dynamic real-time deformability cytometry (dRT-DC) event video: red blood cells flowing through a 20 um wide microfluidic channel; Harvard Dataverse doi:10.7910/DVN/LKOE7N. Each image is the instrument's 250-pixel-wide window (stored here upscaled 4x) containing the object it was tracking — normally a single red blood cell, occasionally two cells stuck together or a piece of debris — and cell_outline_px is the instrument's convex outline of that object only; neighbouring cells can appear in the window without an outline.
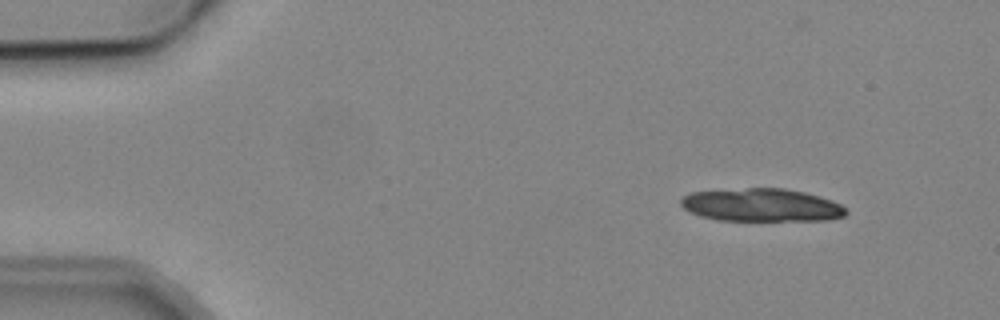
{"species": "common noctule bat (a hibernating species)", "species_latin": "Nyctalus noctula", "temperature_condition": "cold", "stored_images_in_passage": 4, "camera_frame_rate_fps": 3000, "um_per_image_px": 0.085, "animal": {"sex": "male", "body_mass_g": 19.2, "forearm_length_mm": 51.8}, "frame": {"image": 1, "passage_image": 1, "time_ms": 0.0, "image_size_px": [1000, 320], "cell_outline_px": [[848, 212], [844, 216], [828, 220], [716, 220], [700, 216], [688, 212], [680, 204], [680, 200], [684, 196], [692, 192], [748, 188], [784, 188], [804, 192], [820, 196], [832, 200], [840, 204]], "centroid_in_image_um": [64.72, 17.43], "position_along_channel_um": 20.3, "area_um2": 31.73}}